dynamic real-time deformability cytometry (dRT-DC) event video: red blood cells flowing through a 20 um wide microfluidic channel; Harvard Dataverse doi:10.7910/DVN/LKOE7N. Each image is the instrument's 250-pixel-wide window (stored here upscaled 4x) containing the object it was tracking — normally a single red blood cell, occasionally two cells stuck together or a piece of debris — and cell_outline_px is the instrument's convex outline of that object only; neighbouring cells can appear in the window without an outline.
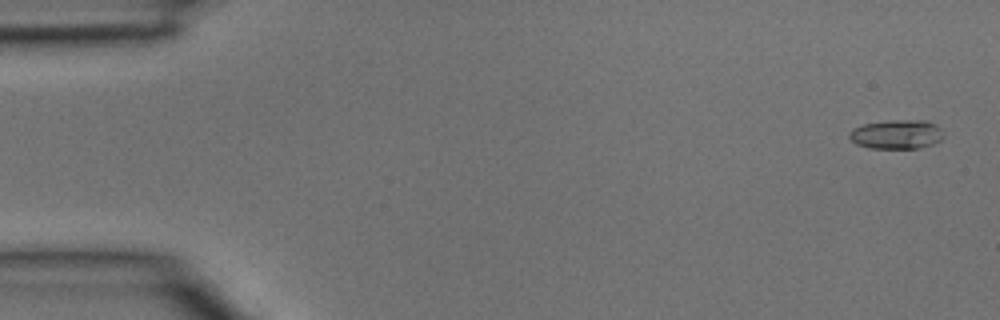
{"species": "common noctule bat (a hibernating species)", "species_latin": "Nyctalus noctula", "temperature_condition": "room temperature", "stored_images_in_passage": 13, "camera_frame_rate_fps": 3000, "um_per_image_px": 0.085, "animal": {"sex": "male", "body_mass_g": 15.6}, "frame": {"image": 1, "passage_image": 2, "time_ms": 0.333, "image_size_px": [1000, 320], "cell_outline_px": [[944, 136], [940, 140], [932, 144], [920, 148], [868, 148], [856, 144], [848, 136], [848, 132], [852, 128], [864, 124], [888, 120], [924, 120], [940, 128]], "centroid_in_image_um": [76.17, 11.42], "position_along_channel_um": 8.8, "area_um2": 16.01}}
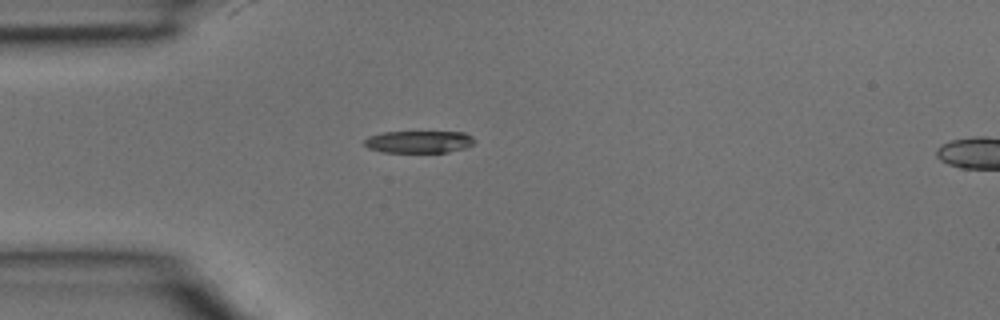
{"frame": {"image": 2, "passage_image": 11, "time_ms": 3.333, "image_size_px": [1000, 320], "cell_outline_px": [[476, 140], [472, 144], [464, 148], [448, 152], [384, 152], [368, 148], [364, 144], [364, 140], [368, 136], [380, 132], [464, 132], [472, 136]], "centroid_in_image_um": [35.59, 12.05], "position_along_channel_um": 49.4, "area_um2": 14.28}}